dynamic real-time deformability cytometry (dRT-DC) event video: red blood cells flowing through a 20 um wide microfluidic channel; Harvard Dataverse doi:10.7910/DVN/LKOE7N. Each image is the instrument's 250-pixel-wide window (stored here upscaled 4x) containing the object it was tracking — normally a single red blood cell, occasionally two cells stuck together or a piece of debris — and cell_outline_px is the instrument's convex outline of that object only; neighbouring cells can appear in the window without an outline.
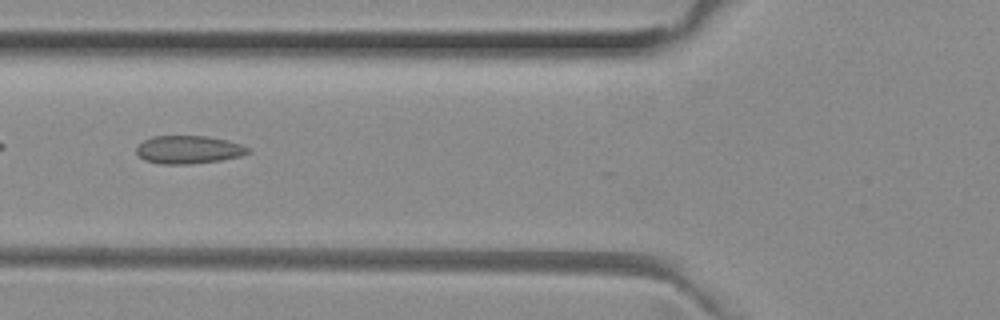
{"species": "common noctule bat (a hibernating species)", "species_latin": "Nyctalus noctula", "temperature_condition": "room temperature", "stored_images_in_passage": 53, "segment_of_instrument_passage": [2, 2], "camera_frame_rate_fps": 3000, "um_per_image_px": 0.085, "animal": {"sex": "female", "body_mass_g": 29.2, "forearm_length_mm": 56.3}, "frame": {"image": 1, "passage_image": 21, "time_ms": 6.667, "image_size_px": [1000, 320], "cell_outline_px": [[252, 152], [240, 156], [220, 160], [192, 164], [160, 164], [144, 160], [136, 152], [136, 148], [144, 140], [152, 136], [208, 136], [240, 144], [252, 148]], "centroid_in_image_um": [16.04, 12.72], "position_along_channel_um": 109.8, "area_um2": 18.26}}
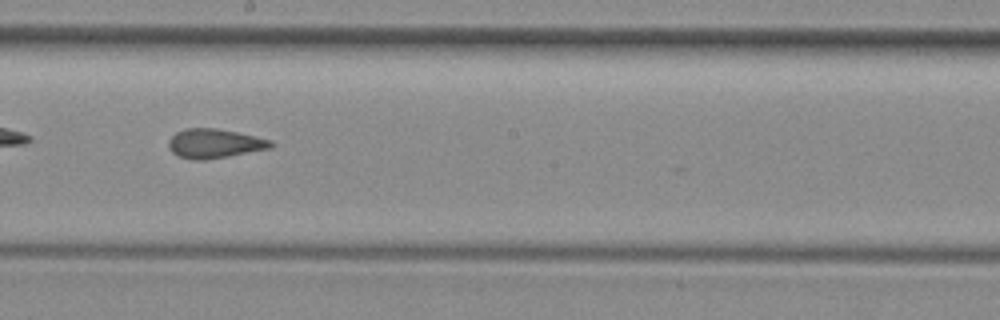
{"frame": {"image": 2, "passage_image": 30, "time_ms": 9.667, "image_size_px": [1000, 320], "cell_outline_px": [[276, 144], [272, 148], [228, 156], [204, 160], [192, 160], [180, 156], [172, 152], [168, 148], [168, 140], [176, 132], [184, 128], [216, 128], [236, 132], [272, 140]], "centroid_in_image_um": [18.24, 12.19], "position_along_channel_um": 230.0, "area_um2": 17.51}}
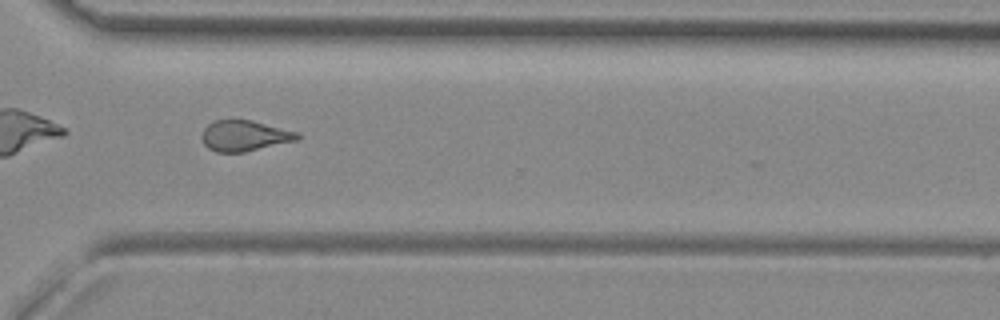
{"frame": {"image": 3, "passage_image": 39, "time_ms": 12.667, "image_size_px": [1000, 320], "cell_outline_px": [[304, 136], [300, 140], [244, 152], [216, 152], [208, 148], [204, 144], [200, 136], [204, 128], [208, 124], [216, 120], [252, 120], [300, 132]], "centroid_in_image_um": [20.85, 11.54], "position_along_channel_um": 349.8, "area_um2": 17.46}}